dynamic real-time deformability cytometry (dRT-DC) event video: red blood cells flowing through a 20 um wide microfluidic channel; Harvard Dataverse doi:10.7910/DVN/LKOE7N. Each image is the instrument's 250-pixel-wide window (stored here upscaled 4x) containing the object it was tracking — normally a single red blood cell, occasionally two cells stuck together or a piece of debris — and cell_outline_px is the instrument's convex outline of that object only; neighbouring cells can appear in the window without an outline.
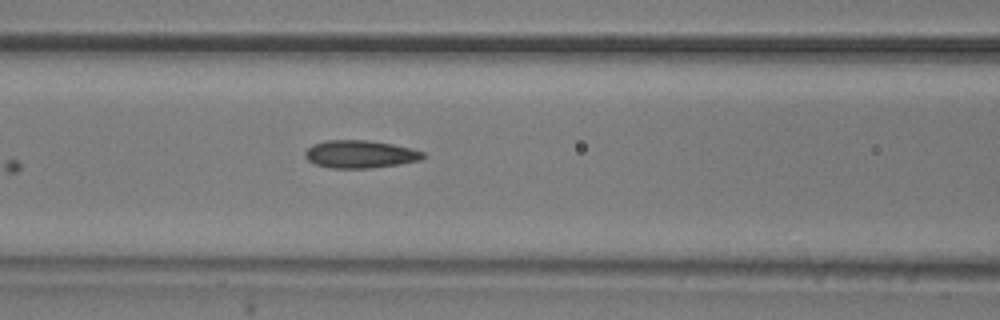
{"species": "common noctule bat (a hibernating species)", "species_latin": "Nyctalus noctula", "temperature_condition": "room temperature", "stored_images_in_passage": 8, "camera_frame_rate_fps": 3000, "um_per_image_px": 0.085, "animal": {"sex": "male", "body_mass_g": 20.5, "forearm_length_mm": 52.5}, "frame": {"image": 1, "passage_image": 8, "time_ms": 8.333, "image_size_px": [1000, 320], "cell_outline_px": [[428, 156], [420, 160], [400, 164], [372, 168], [332, 168], [316, 164], [308, 160], [304, 156], [304, 152], [312, 144], [324, 140], [368, 140], [392, 144], [424, 152]], "centroid_in_image_um": [30.61, 13.1], "position_along_channel_um": 136.0, "area_um2": 19.13}}